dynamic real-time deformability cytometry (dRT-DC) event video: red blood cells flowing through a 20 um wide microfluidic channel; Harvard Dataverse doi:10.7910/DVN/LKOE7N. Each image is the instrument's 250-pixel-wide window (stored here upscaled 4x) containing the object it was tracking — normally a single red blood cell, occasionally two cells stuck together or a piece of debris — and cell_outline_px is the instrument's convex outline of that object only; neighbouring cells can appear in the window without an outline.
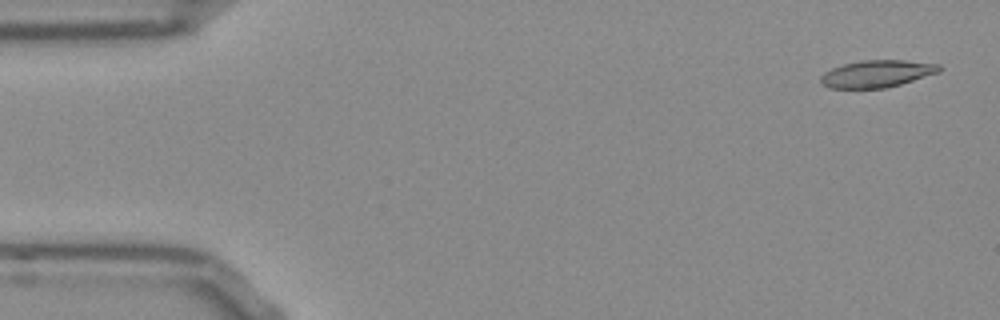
{"species": "Egyptian fruit bat (a non-hibernating species)", "species_latin": "Rousettus aegyptiacus", "temperature_condition": "room temperature", "stored_images_in_passage": 53, "camera_frame_rate_fps": 3000, "um_per_image_px": 0.085, "frame": {"image": 1, "passage_image": 2, "time_ms": 0.333, "image_size_px": [1000, 320], "cell_outline_px": [[944, 68], [940, 72], [900, 84], [884, 88], [828, 88], [820, 84], [820, 76], [824, 72], [832, 68], [844, 64], [864, 60], [904, 60], [940, 64]], "centroid_in_image_um": [74.54, 6.27], "position_along_channel_um": 10.5, "area_um2": 18.84}}
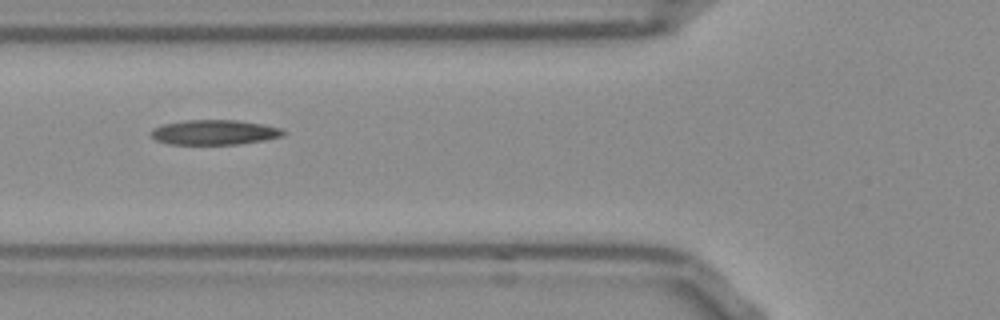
{"frame": {"image": 2, "passage_image": 19, "time_ms": 6.0, "image_size_px": [1000, 320], "cell_outline_px": [[288, 132], [284, 136], [264, 140], [240, 144], [168, 144], [156, 140], [148, 132], [152, 128], [164, 124], [184, 120], [236, 120], [264, 124], [280, 128]], "centroid_in_image_um": [18.23, 11.24], "position_along_channel_um": 107.6, "area_um2": 19.36}}
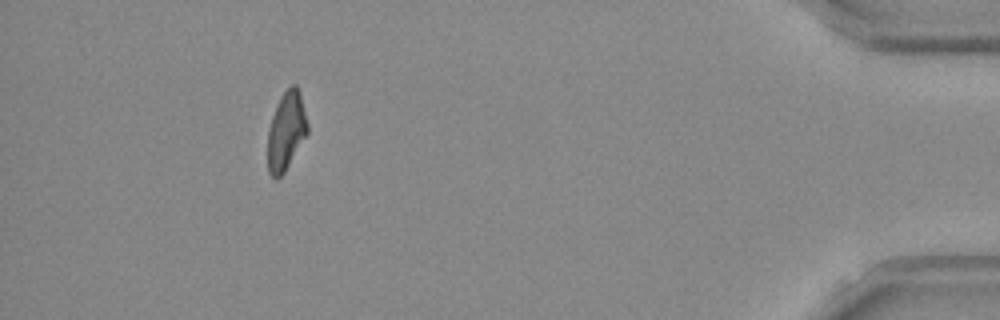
{"frame": {"image": 3, "passage_image": 48, "time_ms": 15.667, "image_size_px": [1000, 320], "cell_outline_px": [[308, 132], [284, 172], [276, 180], [268, 172], [268, 132], [272, 116], [276, 104], [280, 96], [292, 84], [296, 84], [300, 92], [308, 124]], "centroid_in_image_um": [24.32, 11.12], "position_along_channel_um": 410.9, "area_um2": 18.03}, "authors_computed_cell_mechanics": {"area_um2": 18.9584, "velocity_mm_per_s": 3.8041, "shape_relaxation_time_tau1_ms": null, "shape_relaxation_time_tau2_ms": 5.9838, "deformation_change_tau1": null, "deformation_change_tau2": 0.1685}}